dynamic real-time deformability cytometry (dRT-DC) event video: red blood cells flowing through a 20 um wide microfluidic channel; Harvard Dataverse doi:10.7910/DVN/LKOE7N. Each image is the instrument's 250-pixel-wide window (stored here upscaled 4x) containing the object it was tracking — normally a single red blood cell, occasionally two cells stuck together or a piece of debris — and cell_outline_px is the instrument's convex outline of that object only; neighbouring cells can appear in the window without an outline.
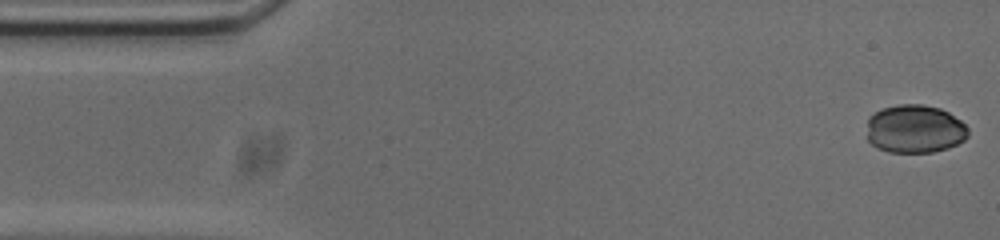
{"species": "common noctule bat (a hibernating species)", "species_latin": "Nyctalus noctula", "temperature_condition": "cold", "stored_images_in_passage": 53, "camera_frame_rate_fps": 3000, "um_per_image_px": 0.085, "animal": {"sex": "male", "body_mass_g": 20.0, "forearm_length_mm": 53.3}, "frame": {"image": 1, "passage_image": 1, "time_ms": 0.0, "image_size_px": [1000, 240], "cell_outline_px": [[968, 136], [964, 140], [948, 148], [932, 152], [888, 152], [876, 148], [868, 140], [868, 116], [884, 108], [900, 104], [920, 104], [940, 108], [948, 112], [960, 120], [968, 128]], "centroid_in_image_um": [77.76, 10.96], "position_along_channel_um": 7.2, "area_um2": 28.5}}
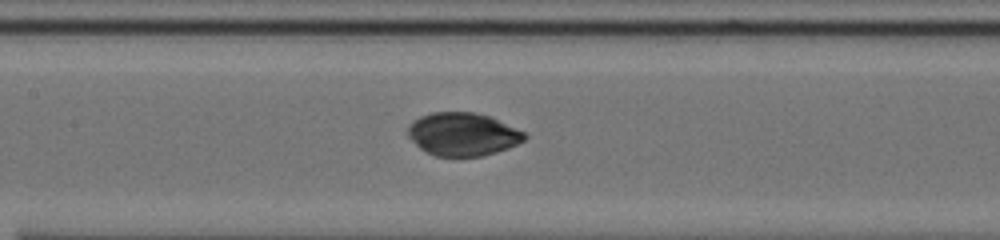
{"frame": {"image": 2, "passage_image": 23, "time_ms": 7.333, "image_size_px": [1000, 240], "cell_outline_px": [[528, 136], [524, 140], [508, 148], [496, 152], [480, 156], [436, 156], [420, 148], [408, 136], [408, 124], [420, 116], [432, 112], [476, 112], [488, 116], [524, 132]], "centroid_in_image_um": [39.31, 11.4], "position_along_channel_um": 168.1, "area_um2": 29.02}}
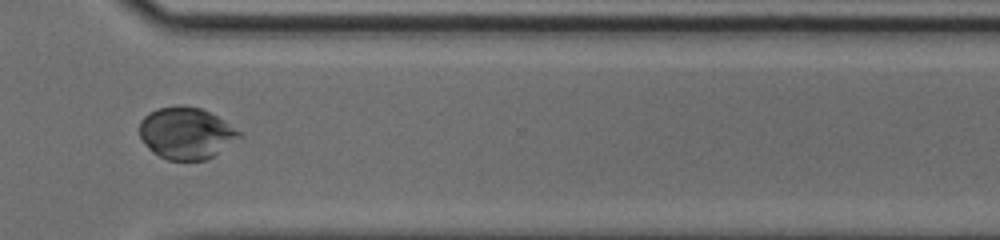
{"frame": {"image": 3, "passage_image": 38, "time_ms": 12.333, "image_size_px": [1000, 240], "cell_outline_px": [[244, 136], [208, 160], [168, 160], [152, 152], [144, 144], [140, 136], [140, 120], [148, 112], [156, 108], [180, 104], [184, 104], [200, 108], [216, 116], [240, 132]], "centroid_in_image_um": [15.81, 11.31], "position_along_channel_um": 354.8, "area_um2": 30.35}, "authors_computed_cell_mechanics": {"area_um2": 29.9404, "velocity_mm_per_s": 3.7391, "shape_relaxation_time_tau1_ms": 9.6611, "shape_relaxation_time_tau2_ms": 1.1002, "deformation_change_tau1": 0.2198, "deformation_change_tau2": 0.0193}}